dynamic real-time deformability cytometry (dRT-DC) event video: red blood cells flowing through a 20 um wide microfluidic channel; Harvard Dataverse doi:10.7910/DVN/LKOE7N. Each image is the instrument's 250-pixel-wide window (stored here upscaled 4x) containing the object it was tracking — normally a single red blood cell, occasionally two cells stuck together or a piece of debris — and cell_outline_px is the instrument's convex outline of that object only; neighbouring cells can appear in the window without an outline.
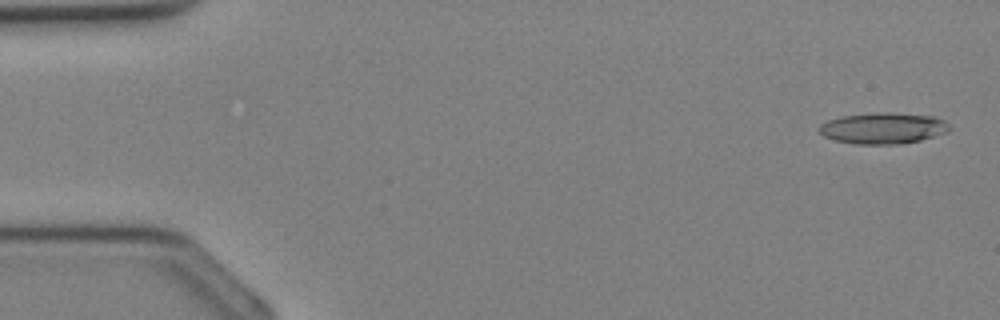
{"species": "Egyptian fruit bat (a non-hibernating species)", "species_latin": "Rousettus aegyptiacus", "temperature_condition": "cold", "stored_images_in_passage": 11, "camera_frame_rate_fps": 3000, "um_per_image_px": 0.085, "animal": {"sex": "female"}, "frame": {"image": 1, "passage_image": 1, "time_ms": 0.0, "image_size_px": [1000, 320], "cell_outline_px": [[952, 128], [948, 132], [920, 140], [900, 144], [852, 144], [836, 140], [824, 136], [816, 128], [820, 124], [828, 120], [844, 116], [888, 112], [932, 116], [944, 120]], "centroid_in_image_um": [75.07, 10.91], "position_along_channel_um": 9.9, "area_um2": 23.52}}
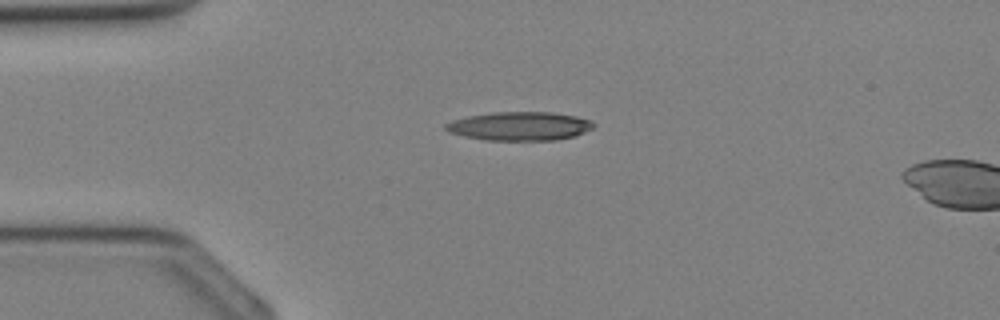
{"frame": {"image": 2, "passage_image": 8, "time_ms": 2.333, "image_size_px": [1000, 320], "cell_outline_px": [[596, 128], [576, 136], [556, 140], [484, 140], [464, 136], [448, 132], [444, 128], [444, 124], [452, 120], [468, 116], [496, 112], [552, 112], [576, 116], [592, 120], [596, 124]], "centroid_in_image_um": [44.22, 10.72], "position_along_channel_um": 40.8, "area_um2": 25.03}}